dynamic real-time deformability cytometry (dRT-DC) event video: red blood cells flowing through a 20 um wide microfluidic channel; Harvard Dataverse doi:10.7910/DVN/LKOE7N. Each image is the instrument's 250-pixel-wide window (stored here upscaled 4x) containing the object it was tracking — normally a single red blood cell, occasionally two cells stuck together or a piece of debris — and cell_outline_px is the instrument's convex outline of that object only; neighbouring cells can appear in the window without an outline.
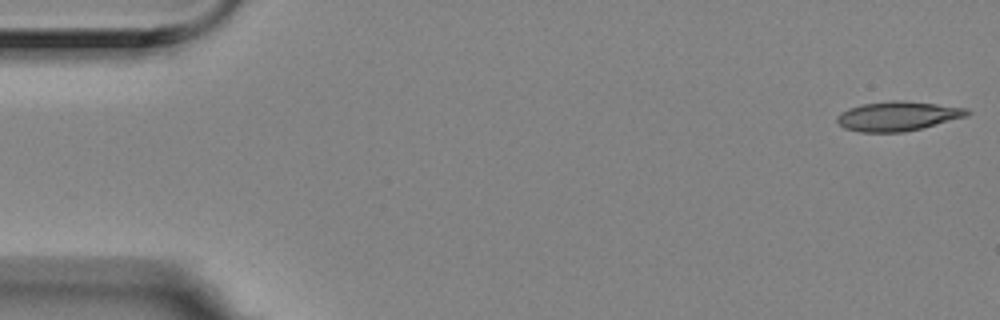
{"species": "Egyptian fruit bat (a non-hibernating species)", "species_latin": "Rousettus aegyptiacus", "temperature_condition": "room temperature", "stored_images_in_passage": 3, "camera_frame_rate_fps": 3000, "um_per_image_px": 0.085, "animal": {"sex": "female"}, "frame": {"image": 1, "passage_image": 1, "time_ms": 0.0, "image_size_px": [1000, 320], "cell_outline_px": [[972, 112], [968, 116], [904, 132], [860, 132], [844, 128], [836, 120], [836, 116], [840, 112], [848, 108], [864, 104], [892, 100], [896, 100], [936, 104], [968, 108]], "centroid_in_image_um": [76.3, 9.87], "position_along_channel_um": 8.7, "area_um2": 22.2}}